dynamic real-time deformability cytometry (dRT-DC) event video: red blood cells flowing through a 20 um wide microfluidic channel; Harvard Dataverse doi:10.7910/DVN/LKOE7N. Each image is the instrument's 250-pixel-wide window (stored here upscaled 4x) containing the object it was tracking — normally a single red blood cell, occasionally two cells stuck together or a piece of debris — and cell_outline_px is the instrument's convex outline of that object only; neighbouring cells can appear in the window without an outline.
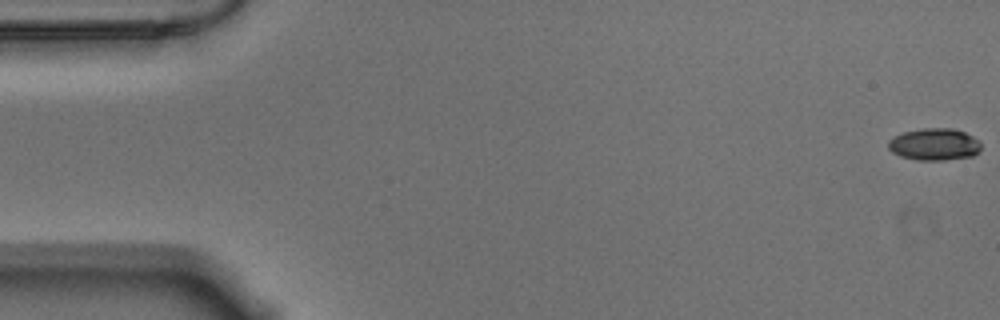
{"species": "Egyptian fruit bat (a non-hibernating species)", "species_latin": "Rousettus aegyptiacus", "temperature_condition": "warm", "stored_images_in_passage": 57, "camera_frame_rate_fps": 3000, "um_per_image_px": 0.085, "animal": {"sex": "male"}, "frame": {"image": 1, "passage_image": 1, "time_ms": 0.0, "image_size_px": [1000, 320], "cell_outline_px": [[980, 152], [972, 156], [944, 160], [916, 160], [900, 156], [892, 152], [888, 148], [888, 140], [904, 132], [924, 128], [952, 128], [964, 132], [980, 140]], "centroid_in_image_um": [79.43, 12.27], "position_along_channel_um": 5.6, "area_um2": 17.34}}
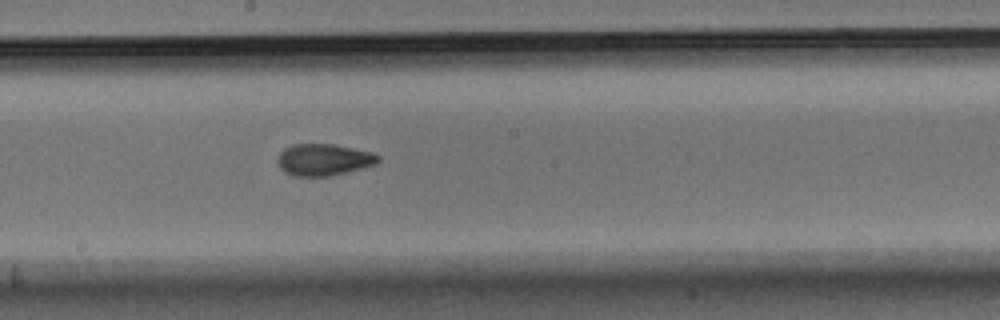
{"frame": {"image": 2, "passage_image": 31, "time_ms": 10.0, "image_size_px": [1000, 320], "cell_outline_px": [[380, 160], [376, 164], [328, 176], [292, 176], [284, 172], [280, 168], [276, 160], [280, 152], [284, 148], [292, 144], [332, 144], [372, 152], [380, 156]], "centroid_in_image_um": [27.47, 13.57], "position_along_channel_um": 220.7, "area_um2": 18.55}}
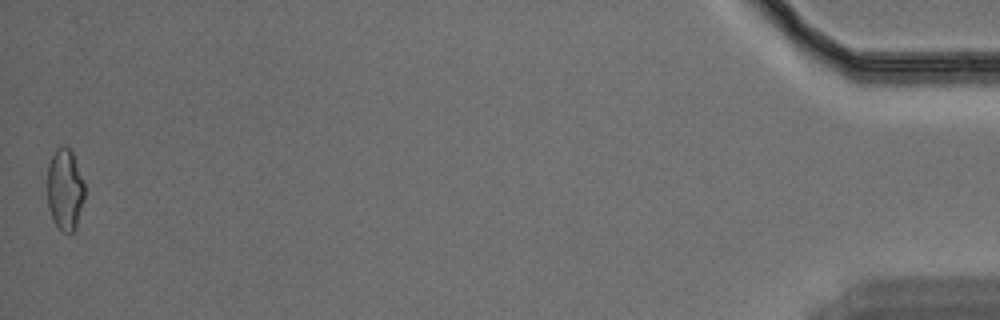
{"frame": {"image": 3, "passage_image": 57, "time_ms": 18.667, "image_size_px": [1000, 320], "cell_outline_px": [[84, 200], [76, 228], [68, 236], [52, 220], [48, 208], [48, 164], [56, 148], [64, 144], [72, 152], [84, 184]], "centroid_in_image_um": [5.52, 16.14], "position_along_channel_um": 429.7, "area_um2": 17.74}, "authors_computed_cell_mechanics": {"area_um2": 18.207, "velocity_mm_per_s": 3.5435, "shape_relaxation_time_tau1_ms": 11.3455, "shape_relaxation_time_tau2_ms": 1.8784, "deformation_change_tau1": 0.233, "deformation_change_tau2": 0.0703}}